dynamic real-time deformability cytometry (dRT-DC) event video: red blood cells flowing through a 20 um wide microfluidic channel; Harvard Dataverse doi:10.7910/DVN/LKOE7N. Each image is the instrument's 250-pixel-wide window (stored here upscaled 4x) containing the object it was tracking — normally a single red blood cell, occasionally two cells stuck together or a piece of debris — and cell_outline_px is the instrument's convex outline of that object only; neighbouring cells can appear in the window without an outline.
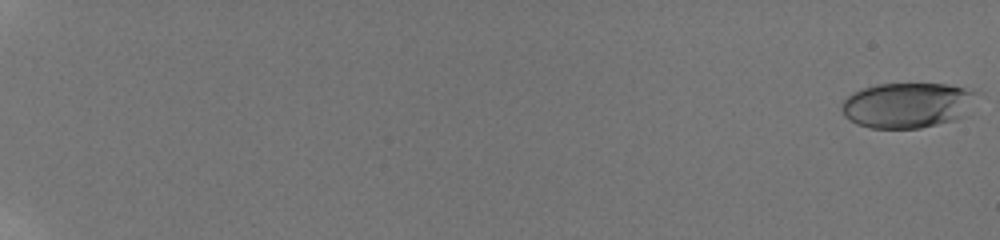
{"species": "human", "species_latin": "Homo sapiens", "temperature_condition": "room temperature", "stored_images_in_passage": 74, "camera_frame_rate_fps": 3000, "um_per_image_px": 0.085, "donor": {"sex": "male"}, "frame": {"image": 1, "passage_image": 1, "time_ms": 0.0, "image_size_px": [1000, 240], "cell_outline_px": [[980, 92], [964, 116], [956, 120], [920, 128], [872, 128], [856, 124], [844, 116], [840, 108], [840, 104], [852, 92], [876, 84], [948, 84]], "centroid_in_image_um": [77.12, 8.94], "position_along_channel_um": 7.9, "area_um2": 35.89}}
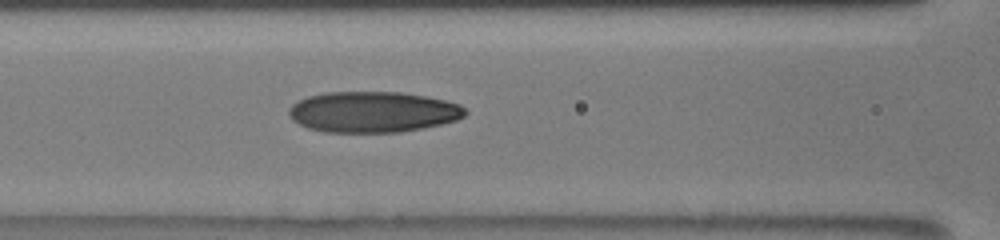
{"frame": {"image": 2, "passage_image": 29, "time_ms": 10.0, "image_size_px": [1000, 240], "cell_outline_px": [[468, 112], [464, 116], [456, 120], [424, 128], [400, 132], [324, 132], [308, 128], [292, 120], [288, 112], [288, 108], [292, 104], [308, 96], [324, 92], [400, 92], [424, 96], [444, 100], [460, 104]], "centroid_in_image_um": [31.68, 9.51], "position_along_channel_um": 134.9, "area_um2": 42.02}}
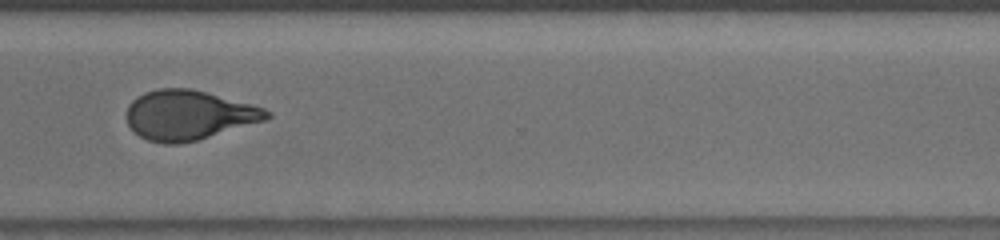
{"frame": {"image": 3, "passage_image": 56, "time_ms": 15.667, "image_size_px": [1000, 240], "cell_outline_px": [[272, 116], [264, 120], [196, 140], [180, 144], [164, 144], [148, 140], [140, 136], [128, 124], [128, 104], [136, 96], [144, 92], [156, 88], [192, 88], [252, 104], [264, 108], [272, 112]], "centroid_in_image_um": [16.03, 9.76], "position_along_channel_um": 354.6, "area_um2": 40.34}, "authors_computed_cell_mechanics": {"area_um2": 40.3444, "velocity_mm_per_s": 3.8785, "shape_relaxation_time_tau1_ms": 7.3209, "shape_relaxation_time_tau2_ms": 1.5799, "deformation_change_tau1": 0.2657, "deformation_change_tau2": 0.0897}}